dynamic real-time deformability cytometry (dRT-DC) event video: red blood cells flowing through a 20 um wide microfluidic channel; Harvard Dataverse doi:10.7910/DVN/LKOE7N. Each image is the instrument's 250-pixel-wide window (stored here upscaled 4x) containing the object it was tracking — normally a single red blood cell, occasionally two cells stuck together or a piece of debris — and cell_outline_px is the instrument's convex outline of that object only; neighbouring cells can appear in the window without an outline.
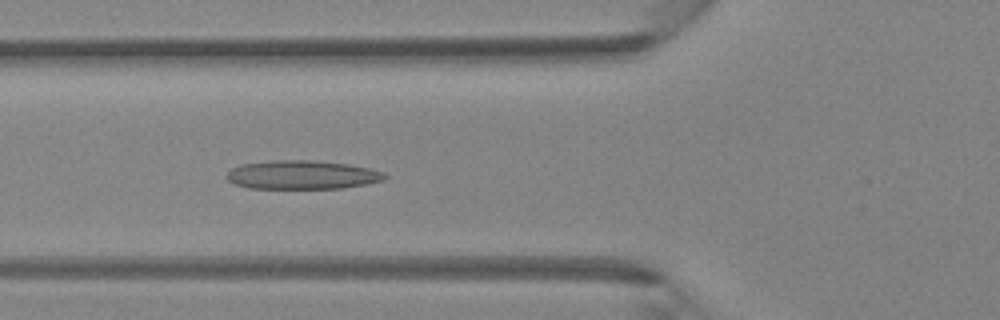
{"species": "Egyptian fruit bat (a non-hibernating species)", "species_latin": "Rousettus aegyptiacus", "temperature_condition": "room temperature", "stored_images_in_passage": 36, "camera_frame_rate_fps": 3000, "um_per_image_px": 0.085, "animal": {"sex": "female"}, "frame": {"image": 1, "passage_image": 9, "time_ms": 2.667, "image_size_px": [1000, 320], "cell_outline_px": [[388, 176], [384, 180], [344, 188], [248, 188], [236, 184], [228, 180], [224, 176], [232, 168], [240, 164], [268, 160], [312, 160], [348, 164], [368, 168], [384, 172]], "centroid_in_image_um": [25.65, 14.85], "position_along_channel_um": 100.1, "area_um2": 26.53}}
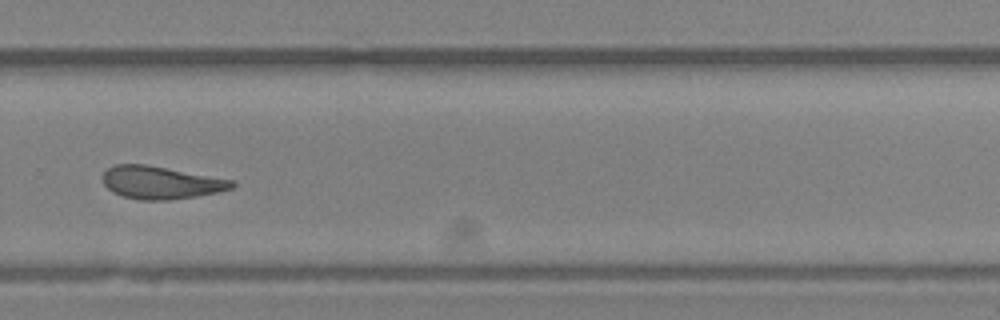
{"frame": {"image": 2, "passage_image": 23, "time_ms": 7.333, "image_size_px": [1000, 320], "cell_outline_px": [[236, 184], [232, 188], [216, 192], [196, 196], [168, 200], [140, 200], [124, 196], [112, 192], [104, 184], [104, 172], [108, 168], [116, 164], [144, 164], [232, 180]], "centroid_in_image_um": [13.64, 15.52], "position_along_channel_um": 316.2, "area_um2": 24.16}}
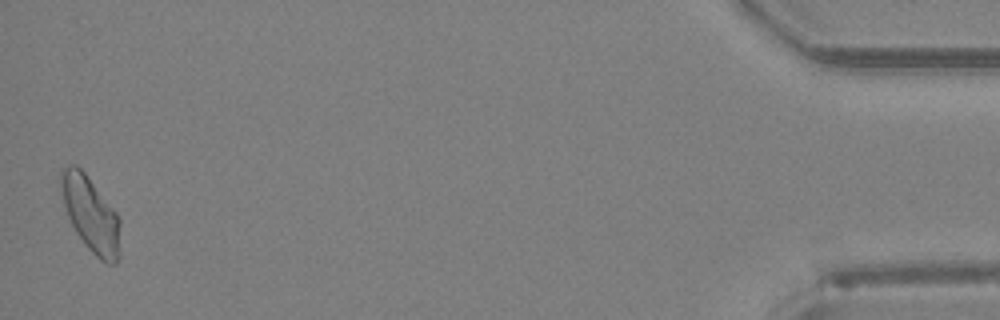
{"frame": {"image": 3, "passage_image": 36, "time_ms": 11.667, "image_size_px": [1000, 320], "cell_outline_px": [[120, 256], [116, 264], [108, 264], [100, 260], [84, 244], [76, 232], [68, 216], [64, 204], [60, 184], [60, 168], [68, 164], [76, 164], [84, 172], [116, 212], [120, 220]], "centroid_in_image_um": [7.72, 18.22], "position_along_channel_um": 427.5, "area_um2": 26.01}}